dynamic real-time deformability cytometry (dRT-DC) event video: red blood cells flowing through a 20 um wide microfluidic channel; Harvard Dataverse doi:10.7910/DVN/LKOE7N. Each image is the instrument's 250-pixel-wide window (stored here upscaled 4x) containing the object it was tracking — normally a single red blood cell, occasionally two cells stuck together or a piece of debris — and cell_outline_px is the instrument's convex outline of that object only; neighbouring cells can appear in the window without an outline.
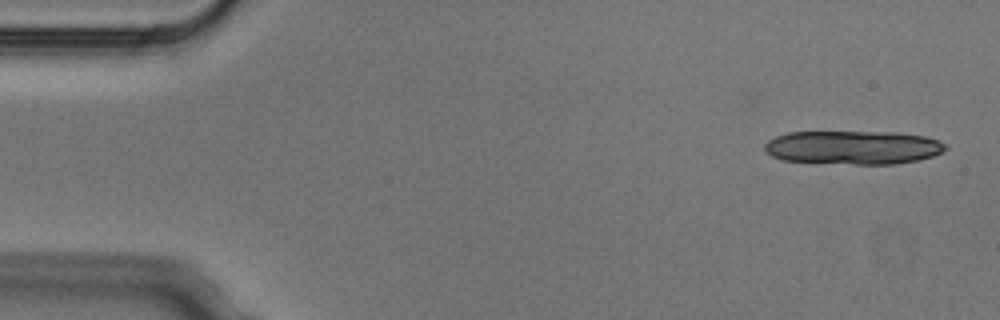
{"species": "Egyptian fruit bat (a non-hibernating species)", "species_latin": "Rousettus aegyptiacus", "temperature_condition": "cold", "stored_images_in_passage": 4, "camera_frame_rate_fps": 3000, "um_per_image_px": 0.085, "animal": {"sex": "male"}, "frame": {"image": 1, "passage_image": 1, "time_ms": 0.0, "image_size_px": [1000, 320], "cell_outline_px": [[948, 148], [932, 156], [916, 160], [896, 164], [856, 164], [784, 160], [772, 156], [764, 152], [764, 144], [768, 140], [776, 136], [788, 132], [896, 132], [924, 136], [936, 140], [944, 144]], "centroid_in_image_um": [72.48, 12.53], "position_along_channel_um": 12.5, "area_um2": 35.32}}